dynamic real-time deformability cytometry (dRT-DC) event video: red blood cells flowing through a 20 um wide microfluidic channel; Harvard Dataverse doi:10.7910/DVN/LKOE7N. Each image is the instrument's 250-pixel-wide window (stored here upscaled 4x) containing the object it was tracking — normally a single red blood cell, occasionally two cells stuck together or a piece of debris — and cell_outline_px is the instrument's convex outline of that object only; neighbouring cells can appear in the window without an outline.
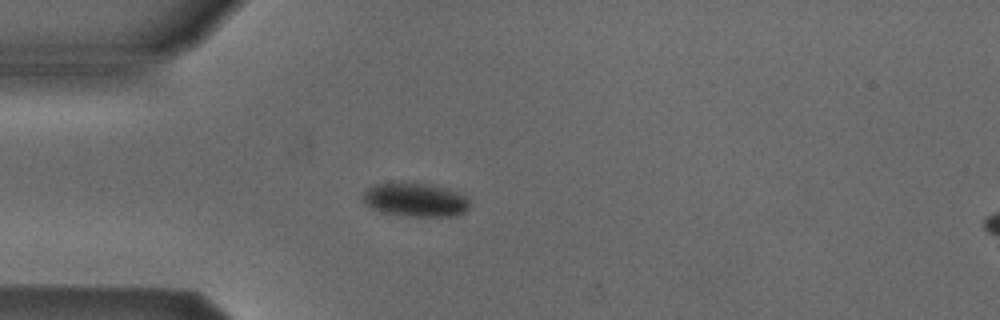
{"species": "Egyptian fruit bat (a non-hibernating species)", "species_latin": "Rousettus aegyptiacus", "temperature_condition": "cold", "stored_images_in_passage": 5, "segment_of_instrument_passage": [1, 2], "camera_frame_rate_fps": 3000, "um_per_image_px": 0.085, "animal": {"sex": "male"}, "frame": {"image": 1, "passage_image": 4, "time_ms": 3.667, "image_size_px": [1000, 320], "cell_outline_px": [[468, 208], [464, 212], [456, 216], [412, 216], [380, 212], [368, 208], [364, 204], [364, 192], [368, 188], [376, 184], [392, 180], [404, 180], [428, 184], [448, 188], [464, 196], [468, 200]], "centroid_in_image_um": [35.23, 16.94], "position_along_channel_um": 49.8, "area_um2": 21.5}}